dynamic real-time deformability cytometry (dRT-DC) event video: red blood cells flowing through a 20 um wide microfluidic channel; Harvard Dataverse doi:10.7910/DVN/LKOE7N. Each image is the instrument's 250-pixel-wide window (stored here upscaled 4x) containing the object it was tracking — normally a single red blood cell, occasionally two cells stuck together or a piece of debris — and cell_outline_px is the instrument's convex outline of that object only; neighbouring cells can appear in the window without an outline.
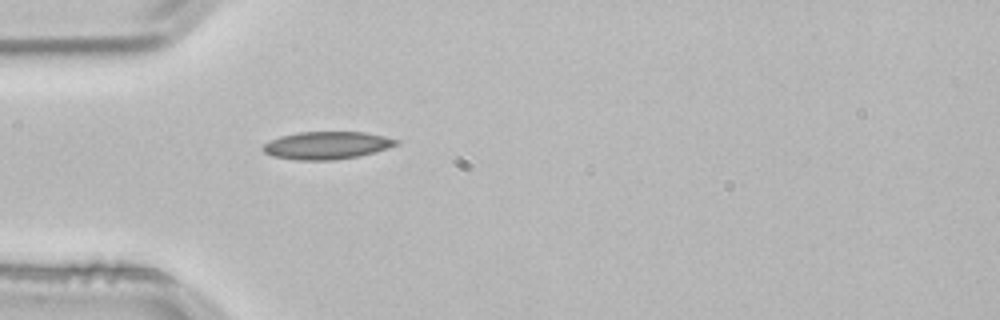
{"species": "common noctule bat (a hibernating species)", "species_latin": "Nyctalus noctula", "temperature_condition": "room temperature", "stored_images_in_passage": 38, "camera_frame_rate_fps": 3000, "um_per_image_px": 0.085, "animal": {"sex": "male", "body_mass_g": 21.5, "forearm_length_mm": 52.0}, "frame": {"image": 1, "passage_image": 1, "time_ms": 0.0, "image_size_px": [1000, 320], "cell_outline_px": [[400, 144], [388, 148], [360, 156], [332, 160], [296, 160], [272, 156], [264, 152], [260, 148], [268, 140], [280, 136], [296, 132], [364, 132], [384, 136], [400, 140]], "centroid_in_image_um": [27.76, 12.35], "position_along_channel_um": 57.2, "area_um2": 21.68}}
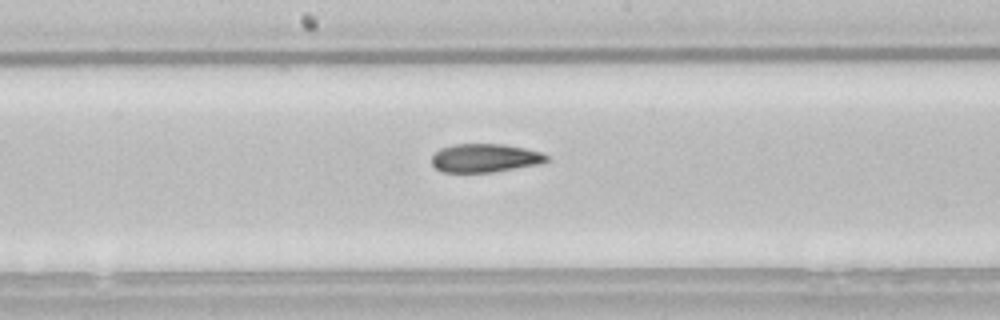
{"frame": {"image": 2, "passage_image": 13, "time_ms": 4.0, "image_size_px": [1000, 320], "cell_outline_px": [[548, 160], [536, 164], [492, 172], [440, 172], [432, 164], [432, 156], [440, 148], [452, 144], [504, 144], [524, 148], [540, 152], [548, 156]], "centroid_in_image_um": [41.16, 13.42], "position_along_channel_um": 207.0, "area_um2": 18.9}}
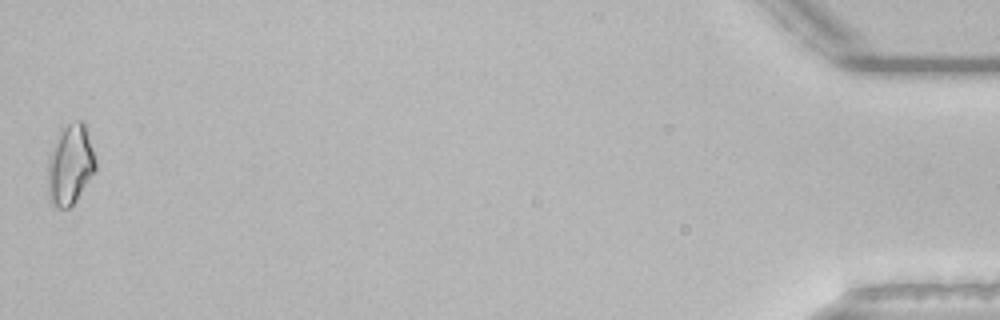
{"frame": {"image": 3, "passage_image": 38, "time_ms": 12.333, "image_size_px": [1000, 320], "cell_outline_px": [[96, 172], [72, 208], [56, 208], [48, 200], [48, 160], [52, 144], [60, 128], [76, 120], [84, 120], [96, 160]], "centroid_in_image_um": [5.97, 14.02], "position_along_channel_um": 429.2, "area_um2": 23.12}, "authors_computed_cell_mechanics": {"area_um2": 19.4497, "velocity_mm_per_s": 3.8371, "shape_relaxation_time_tau1_ms": 8.4179, "shape_relaxation_time_tau2_ms": 3.505, "deformation_change_tau1": 0.1908, "deformation_change_tau2": 0.1048}}